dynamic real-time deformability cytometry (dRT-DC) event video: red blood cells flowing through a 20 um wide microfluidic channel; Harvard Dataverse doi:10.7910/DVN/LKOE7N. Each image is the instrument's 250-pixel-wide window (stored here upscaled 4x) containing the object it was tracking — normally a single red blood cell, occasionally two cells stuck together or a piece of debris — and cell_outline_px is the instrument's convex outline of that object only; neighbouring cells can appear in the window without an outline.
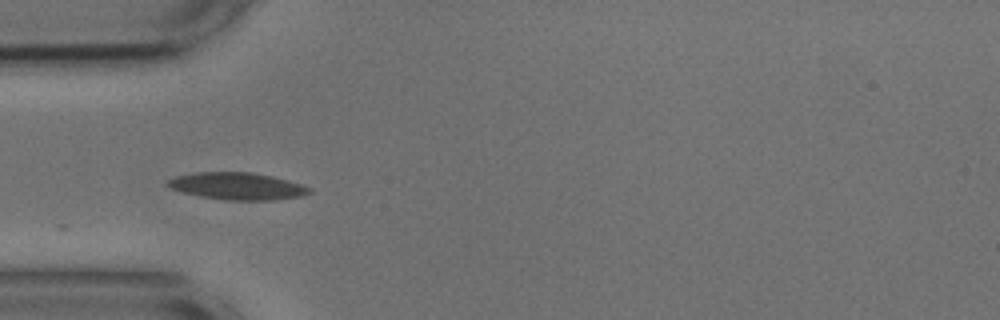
{"species": "common noctule bat (a hibernating species)", "species_latin": "Nyctalus noctula", "temperature_condition": "cold", "stored_images_in_passage": 16, "camera_frame_rate_fps": 3000, "um_per_image_px": 0.085, "animal": {"sex": "male", "body_mass_g": 17.9, "forearm_length_mm": 54.2}, "frame": {"image": 1, "passage_image": 1, "time_ms": 0.0, "image_size_px": [1000, 320], "cell_outline_px": [[312, 192], [300, 196], [272, 200], [224, 200], [200, 196], [184, 192], [172, 188], [164, 184], [168, 180], [176, 176], [196, 172], [252, 172], [272, 176], [288, 180], [312, 188]], "centroid_in_image_um": [20.17, 15.81], "position_along_channel_um": 64.8, "area_um2": 22.31}}
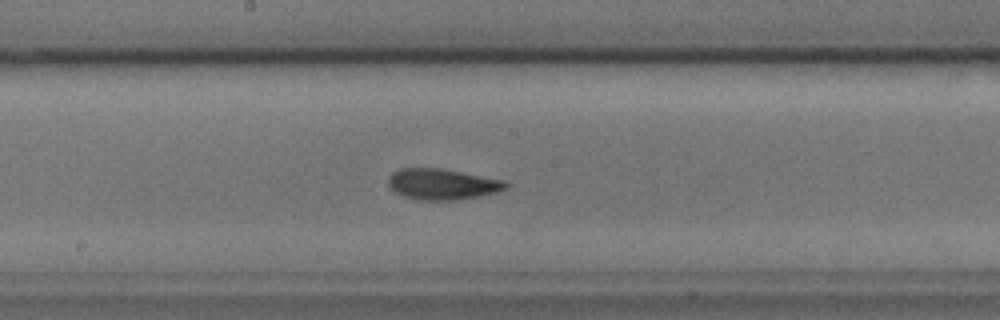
{"frame": {"image": 2, "passage_image": 13, "time_ms": 4.0, "image_size_px": [1000, 320], "cell_outline_px": [[508, 188], [496, 192], [476, 196], [452, 200], [420, 200], [404, 196], [396, 192], [388, 184], [388, 176], [392, 172], [400, 168], [440, 168], [504, 180], [508, 184]], "centroid_in_image_um": [37.57, 15.64], "position_along_channel_um": 210.6, "area_um2": 20.92}}